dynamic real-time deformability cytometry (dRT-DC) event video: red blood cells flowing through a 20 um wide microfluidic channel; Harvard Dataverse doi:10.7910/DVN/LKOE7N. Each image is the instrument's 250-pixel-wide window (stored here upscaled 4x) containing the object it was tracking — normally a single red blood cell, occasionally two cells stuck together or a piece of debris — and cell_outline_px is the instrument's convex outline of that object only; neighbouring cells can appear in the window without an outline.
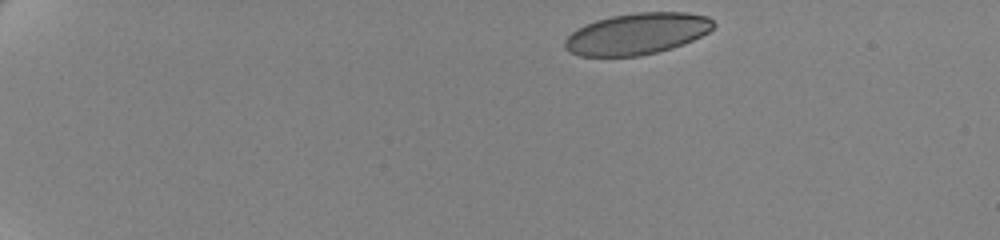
{"species": "human", "species_latin": "Homo sapiens", "temperature_condition": "cold", "stored_images_in_passage": 50, "camera_frame_rate_fps": 3000, "um_per_image_px": 0.085, "donor": {"sex": "female"}, "frame": {"image": 1, "passage_image": 1, "time_ms": 0.0, "image_size_px": [1000, 240], "cell_outline_px": [[716, 24], [708, 32], [692, 40], [672, 48], [640, 56], [580, 56], [568, 52], [564, 48], [564, 40], [576, 28], [584, 24], [596, 20], [612, 16], [636, 12], [688, 12], [708, 16]], "centroid_in_image_um": [54.12, 2.86], "position_along_channel_um": 30.9, "area_um2": 36.01}}
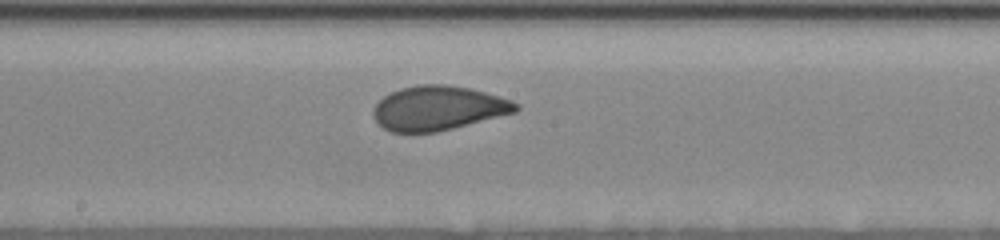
{"frame": {"image": 2, "passage_image": 26, "time_ms": 8.333, "image_size_px": [1000, 240], "cell_outline_px": [[520, 108], [516, 112], [436, 132], [392, 132], [384, 128], [372, 116], [372, 108], [384, 96], [400, 88], [416, 84], [444, 84], [472, 88], [512, 100], [520, 104]], "centroid_in_image_um": [37.25, 9.17], "position_along_channel_um": 210.9, "area_um2": 36.88}}
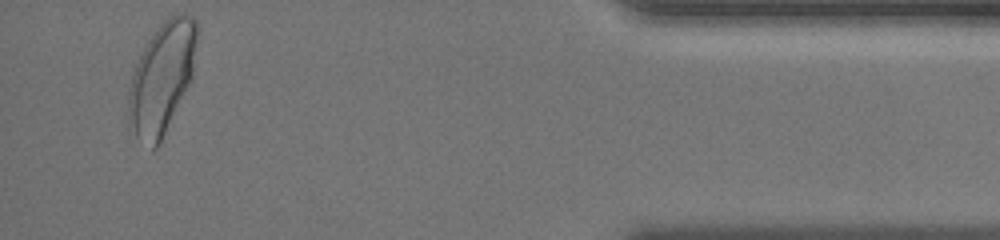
{"frame": {"image": 3, "passage_image": 48, "time_ms": 15.667, "image_size_px": [1000, 240], "cell_outline_px": [[200, 28], [192, 76], [156, 148], [152, 152], [136, 136], [128, 124], [128, 92], [132, 76], [136, 64], [148, 40], [160, 24], [168, 16], [176, 12], [180, 12], [192, 16], [196, 20]], "centroid_in_image_um": [13.77, 6.56], "position_along_channel_um": 421.4, "area_um2": 44.16}, "authors_computed_cell_mechanics": {"area_um2": 37.3677, "velocity_mm_per_s": 3.4718, "shape_relaxation_time_tau1_ms": 4.8253, "shape_relaxation_time_tau2_ms": null, "deformation_change_tau1": 0.1312, "deformation_change_tau2": null}}